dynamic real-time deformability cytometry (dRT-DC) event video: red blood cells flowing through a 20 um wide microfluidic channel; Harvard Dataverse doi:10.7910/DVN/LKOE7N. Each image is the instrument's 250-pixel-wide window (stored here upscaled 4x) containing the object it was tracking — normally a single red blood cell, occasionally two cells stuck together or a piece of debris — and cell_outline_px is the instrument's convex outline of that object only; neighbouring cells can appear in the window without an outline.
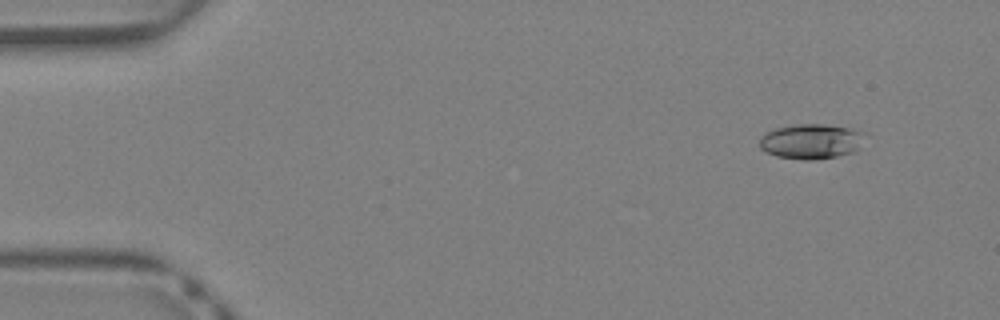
{"species": "Egyptian fruit bat (a non-hibernating species)", "species_latin": "Rousettus aegyptiacus", "temperature_condition": "warm", "stored_images_in_passage": 13, "camera_frame_rate_fps": 3000, "um_per_image_px": 0.085, "animal": {"sex": "female"}, "frame": {"image": 1, "passage_image": 4, "time_ms": 1.0, "image_size_px": [1000, 320], "cell_outline_px": [[868, 132], [860, 148], [852, 152], [836, 156], [816, 160], [804, 160], [776, 156], [760, 148], [760, 136], [764, 132], [776, 128], [796, 124], [824, 124], [848, 128]], "centroid_in_image_um": [68.98, 12.01], "position_along_channel_um": 16.0, "area_um2": 21.73}}
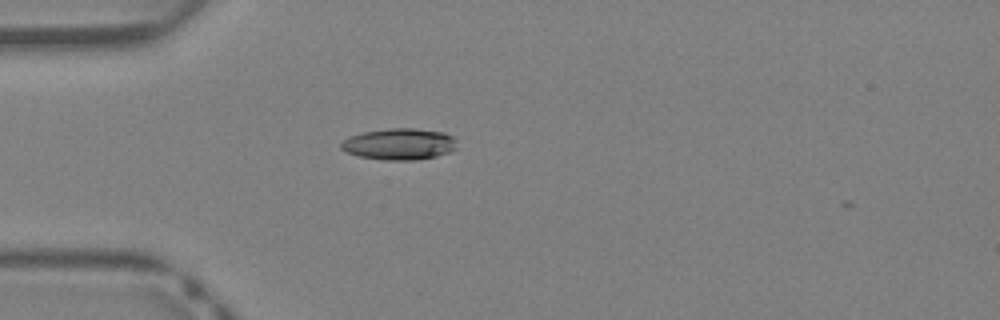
{"frame": {"image": 2, "passage_image": 12, "time_ms": 3.667, "image_size_px": [1000, 320], "cell_outline_px": [[456, 148], [452, 152], [436, 156], [416, 160], [384, 160], [360, 156], [348, 152], [340, 148], [340, 144], [344, 140], [352, 136], [364, 132], [388, 128], [416, 128], [444, 132], [452, 136], [456, 140]], "centroid_in_image_um": [33.99, 12.24], "position_along_channel_um": 51.0, "area_um2": 21.21}}